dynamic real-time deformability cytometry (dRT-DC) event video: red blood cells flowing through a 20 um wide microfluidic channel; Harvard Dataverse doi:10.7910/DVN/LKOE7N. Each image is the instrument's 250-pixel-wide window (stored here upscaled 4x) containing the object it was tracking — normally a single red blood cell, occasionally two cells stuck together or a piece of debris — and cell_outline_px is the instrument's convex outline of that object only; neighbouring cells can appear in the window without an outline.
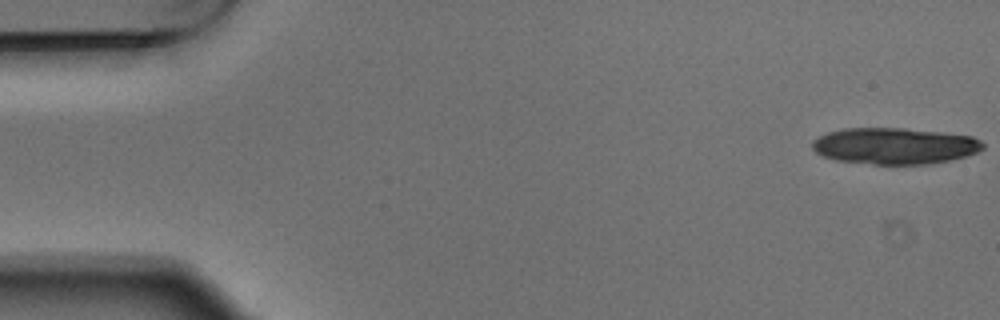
{"species": "Egyptian fruit bat (a non-hibernating species)", "species_latin": "Rousettus aegyptiacus", "temperature_condition": "warm", "stored_images_in_passage": 5, "camera_frame_rate_fps": 3000, "um_per_image_px": 0.085, "animal": {"sex": "male"}, "frame": {"image": 1, "passage_image": 1, "time_ms": 0.0, "image_size_px": [1000, 320], "cell_outline_px": [[984, 148], [968, 156], [928, 164], [872, 164], [836, 160], [824, 156], [816, 152], [812, 148], [812, 140], [828, 132], [844, 128], [904, 128], [940, 132], [972, 136], [980, 140], [984, 144]], "centroid_in_image_um": [76.04, 12.4], "position_along_channel_um": 9.0, "area_um2": 36.13}}